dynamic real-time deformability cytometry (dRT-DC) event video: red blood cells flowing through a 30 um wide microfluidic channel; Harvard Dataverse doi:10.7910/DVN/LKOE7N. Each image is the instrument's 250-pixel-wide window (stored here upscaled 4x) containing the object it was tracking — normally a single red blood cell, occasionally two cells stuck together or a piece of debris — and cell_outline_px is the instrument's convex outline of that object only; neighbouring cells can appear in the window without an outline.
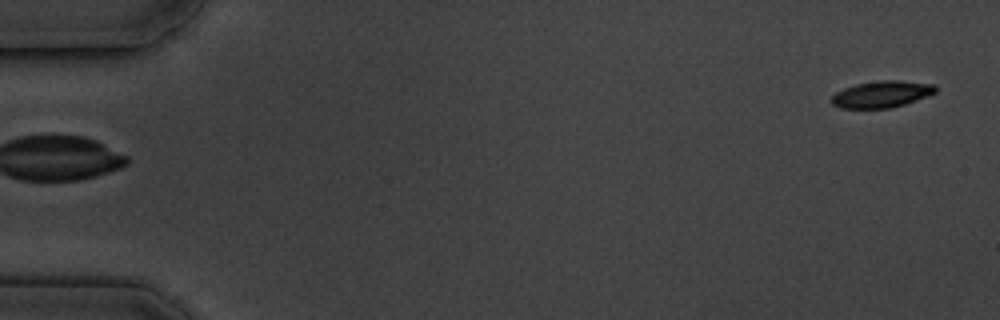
{"species": "common noctule bat (a hibernating species)", "species_latin": "Nyctalus noctula", "temperature_condition": "cold", "stored_images_in_passage": 6, "segment_of_instrument_passage": [2, 2], "camera_frame_rate_fps": 3000, "um_per_image_px": 0.085, "animal": {"sex": "male", "body_mass_g": 19.5, "forearm_length_mm": 54.6}, "frame": {"image": 1, "passage_image": 6, "time_ms": 6.333, "image_size_px": [1000, 320], "cell_outline_px": [[936, 92], [916, 100], [892, 108], [840, 108], [832, 104], [832, 96], [836, 92], [844, 88], [856, 84], [880, 80], [896, 80], [936, 84]], "centroid_in_image_um": [74.94, 8.0], "position_along_channel_um": 10.1, "area_um2": 16.07}}